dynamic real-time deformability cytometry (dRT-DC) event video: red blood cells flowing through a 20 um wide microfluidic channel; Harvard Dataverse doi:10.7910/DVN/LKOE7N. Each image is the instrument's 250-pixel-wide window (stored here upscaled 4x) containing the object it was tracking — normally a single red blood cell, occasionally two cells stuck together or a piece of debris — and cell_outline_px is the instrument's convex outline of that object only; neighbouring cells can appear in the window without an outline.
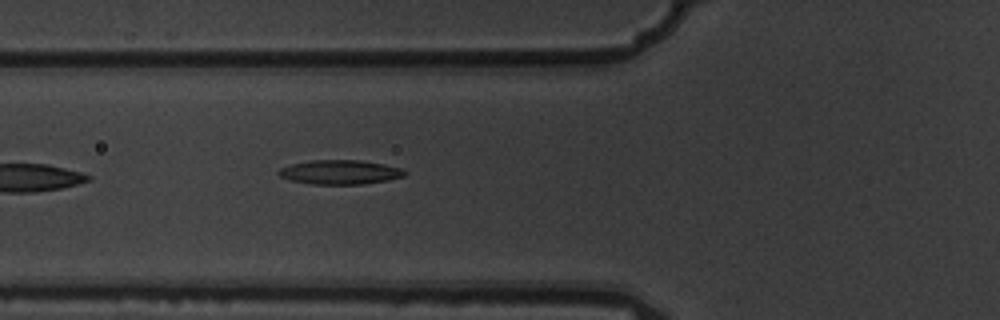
{"species": "common noctule bat (a hibernating species)", "species_latin": "Nyctalus noctula", "temperature_condition": "warm", "stored_images_in_passage": 6, "camera_frame_rate_fps": 3000, "um_per_image_px": 0.085, "animal": {"sex": "male", "body_mass_g": 19.5, "forearm_length_mm": 54.6}, "frame": {"image": 1, "passage_image": 6, "time_ms": 1.667, "image_size_px": [1000, 320], "cell_outline_px": [[408, 172], [404, 176], [388, 180], [364, 184], [312, 184], [288, 180], [280, 176], [276, 172], [280, 168], [292, 164], [312, 160], [360, 160], [384, 164], [400, 168]], "centroid_in_image_um": [28.89, 14.63], "position_along_channel_um": 96.9, "area_um2": 17.86}}